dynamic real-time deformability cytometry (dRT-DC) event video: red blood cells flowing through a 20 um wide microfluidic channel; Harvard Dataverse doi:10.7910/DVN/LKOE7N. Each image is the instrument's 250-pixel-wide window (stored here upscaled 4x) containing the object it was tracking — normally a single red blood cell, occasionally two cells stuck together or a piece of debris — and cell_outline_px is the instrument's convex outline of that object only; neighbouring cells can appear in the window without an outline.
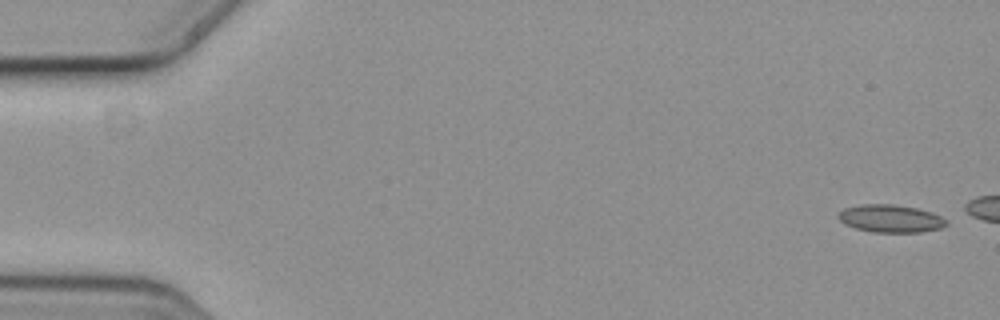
{"species": "common noctule bat (a hibernating species)", "species_latin": "Nyctalus noctula", "temperature_condition": "cold", "stored_images_in_passage": 5, "camera_frame_rate_fps": 3000, "um_per_image_px": 0.085, "animal": {"sex": "female", "body_mass_g": 19.3, "forearm_length_mm": 54.1}, "frame": {"image": 1, "passage_image": 1, "time_ms": 0.0, "image_size_px": [1000, 320], "cell_outline_px": [[948, 224], [940, 228], [920, 232], [872, 232], [856, 228], [844, 224], [836, 216], [844, 208], [860, 204], [896, 204], [916, 208], [932, 212], [948, 220]], "centroid_in_image_um": [75.69, 18.57], "position_along_channel_um": 9.3, "area_um2": 17.51}}